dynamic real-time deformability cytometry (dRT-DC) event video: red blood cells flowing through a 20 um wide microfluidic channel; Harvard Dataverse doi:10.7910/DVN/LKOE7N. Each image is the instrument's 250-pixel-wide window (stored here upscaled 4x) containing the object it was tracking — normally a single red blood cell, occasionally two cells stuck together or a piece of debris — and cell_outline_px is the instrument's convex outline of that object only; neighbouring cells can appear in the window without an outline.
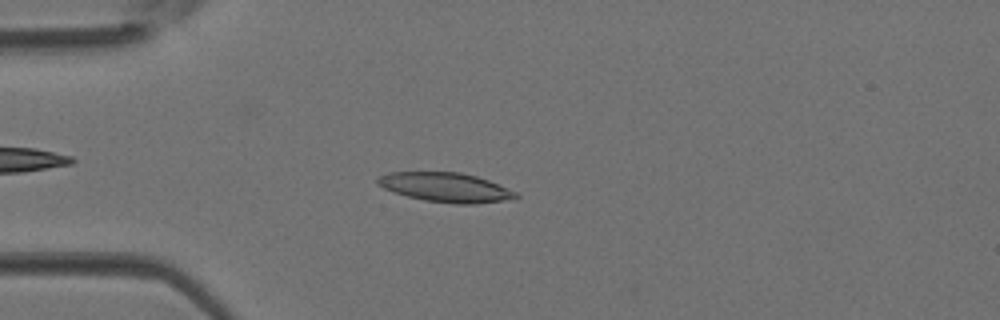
{"species": "Egyptian fruit bat (a non-hibernating species)", "species_latin": "Rousettus aegyptiacus", "temperature_condition": "room temperature", "stored_images_in_passage": 31, "camera_frame_rate_fps": 3000, "um_per_image_px": 0.085, "animal": {"sex": "female"}, "frame": {"image": 1, "passage_image": 4, "time_ms": 1.0, "image_size_px": [1000, 320], "cell_outline_px": [[520, 196], [516, 200], [476, 204], [456, 204], [424, 200], [408, 196], [384, 188], [376, 184], [376, 176], [388, 172], [460, 172], [476, 176], [488, 180], [516, 192]], "centroid_in_image_um": [37.91, 15.93], "position_along_channel_um": 47.1, "area_um2": 23.87}}
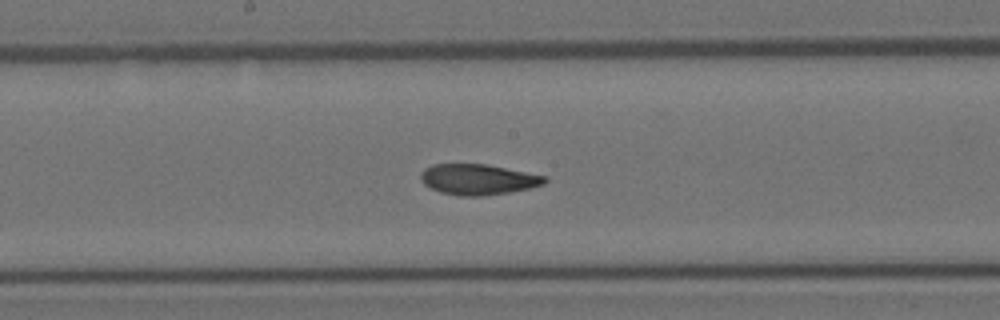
{"frame": {"image": 2, "passage_image": 15, "time_ms": 4.667, "image_size_px": [1000, 320], "cell_outline_px": [[548, 180], [544, 184], [532, 188], [484, 196], [460, 196], [440, 192], [424, 184], [420, 180], [420, 172], [424, 168], [432, 164], [488, 164], [548, 176]], "centroid_in_image_um": [40.65, 15.24], "position_along_channel_um": 207.5, "area_um2": 22.43}}
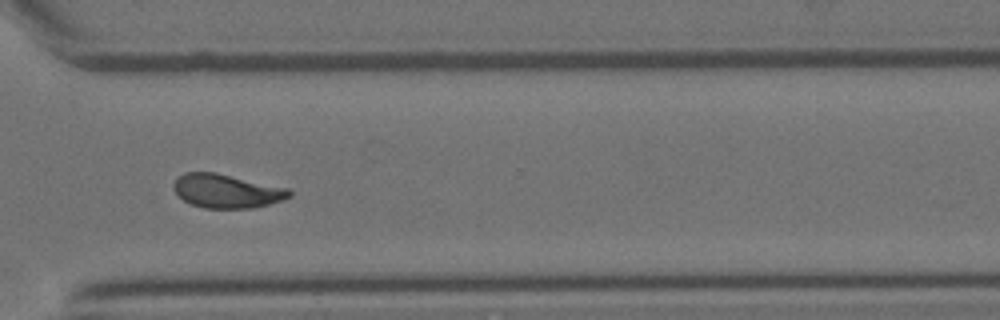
{"frame": {"image": 3, "passage_image": 24, "time_ms": 7.667, "image_size_px": [1000, 320], "cell_outline_px": [[292, 196], [284, 200], [252, 208], [204, 208], [192, 204], [184, 200], [176, 192], [172, 184], [184, 172], [216, 172], [288, 188], [292, 192]], "centroid_in_image_um": [19.3, 16.23], "position_along_channel_um": 351.3, "area_um2": 22.72}}